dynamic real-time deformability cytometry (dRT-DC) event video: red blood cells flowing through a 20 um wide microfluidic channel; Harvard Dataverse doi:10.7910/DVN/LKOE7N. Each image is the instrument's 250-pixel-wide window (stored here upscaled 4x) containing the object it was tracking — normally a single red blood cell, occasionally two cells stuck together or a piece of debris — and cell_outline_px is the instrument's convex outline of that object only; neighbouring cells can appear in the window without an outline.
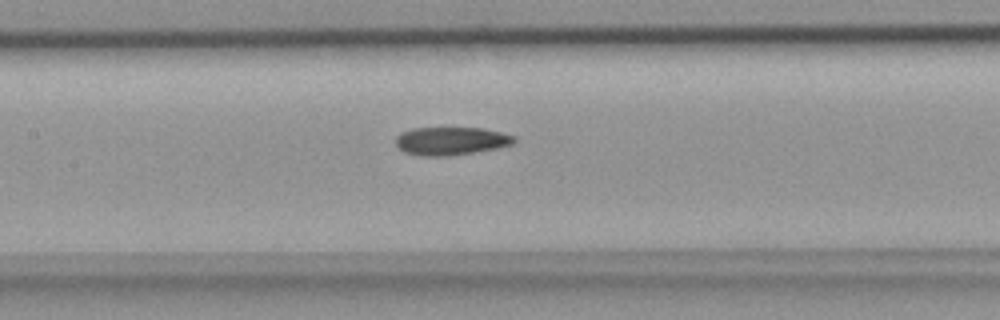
{"species": "common noctule bat (a hibernating species)", "species_latin": "Nyctalus noctula", "temperature_condition": "room temperature", "stored_images_in_passage": 7, "segment_of_instrument_passage": [1, 2], "camera_frame_rate_fps": 3000, "um_per_image_px": 0.085, "animal": {"sex": "female", "body_mass_g": 18.4}, "frame": {"image": 1, "passage_image": 6, "time_ms": 1.667, "image_size_px": [1000, 320], "cell_outline_px": [[516, 140], [512, 144], [496, 148], [452, 156], [420, 156], [404, 152], [396, 144], [396, 136], [404, 132], [416, 128], [484, 128], [516, 136]], "centroid_in_image_um": [38.35, 11.99], "position_along_channel_um": 169.0, "area_um2": 19.31}}